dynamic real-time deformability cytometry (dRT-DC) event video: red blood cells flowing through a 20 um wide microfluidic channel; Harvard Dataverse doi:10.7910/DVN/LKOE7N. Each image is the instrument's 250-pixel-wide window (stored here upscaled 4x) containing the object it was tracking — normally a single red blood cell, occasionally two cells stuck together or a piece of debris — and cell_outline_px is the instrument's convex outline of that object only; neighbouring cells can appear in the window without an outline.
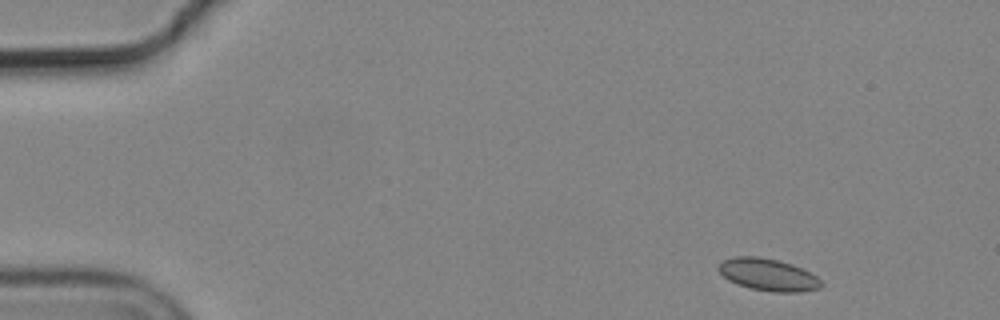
{"species": "common noctule bat (a hibernating species)", "species_latin": "Nyctalus noctula", "temperature_condition": "cold", "stored_images_in_passage": 4, "camera_frame_rate_fps": 3000, "um_per_image_px": 0.085, "animal": {"sex": "male", "body_mass_g": 19.2, "forearm_length_mm": 51.8}, "frame": {"image": 1, "passage_image": 1, "time_ms": 0.0, "image_size_px": [1000, 320], "cell_outline_px": [[820, 288], [800, 292], [772, 292], [752, 288], [736, 284], [728, 280], [716, 268], [724, 260], [732, 256], [756, 256], [776, 260], [792, 264], [816, 276], [820, 280]], "centroid_in_image_um": [65.25, 23.35], "position_along_channel_um": 19.8, "area_um2": 19.02}}
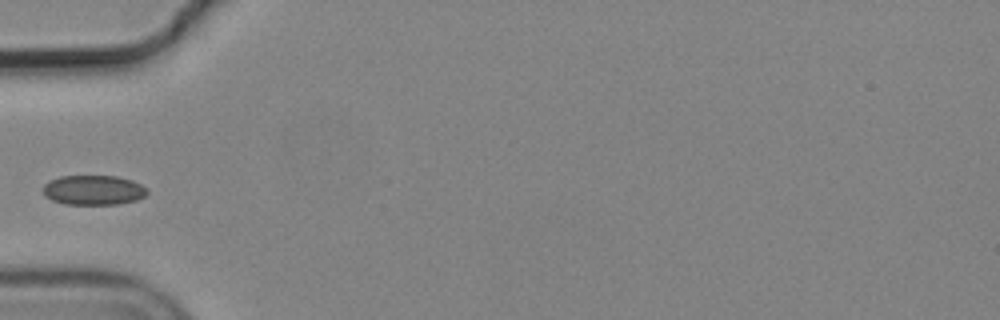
{"frame": {"image": 2, "passage_image": 4, "time_ms": 1.0, "image_size_px": [1000, 320], "cell_outline_px": [[148, 192], [144, 196], [136, 200], [116, 204], [64, 204], [52, 200], [44, 196], [44, 184], [48, 180], [60, 176], [116, 176], [132, 180], [140, 184]], "centroid_in_image_um": [7.9, 16.15], "position_along_channel_um": 77.1, "area_um2": 17.98}}